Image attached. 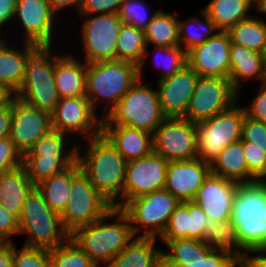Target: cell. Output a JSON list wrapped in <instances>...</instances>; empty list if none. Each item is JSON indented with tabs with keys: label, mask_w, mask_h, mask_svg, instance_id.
Wrapping results in <instances>:
<instances>
[{
	"label": "cell",
	"mask_w": 266,
	"mask_h": 267,
	"mask_svg": "<svg viewBox=\"0 0 266 267\" xmlns=\"http://www.w3.org/2000/svg\"><path fill=\"white\" fill-rule=\"evenodd\" d=\"M155 237L134 239L106 267H162V249Z\"/></svg>",
	"instance_id": "obj_27"
},
{
	"label": "cell",
	"mask_w": 266,
	"mask_h": 267,
	"mask_svg": "<svg viewBox=\"0 0 266 267\" xmlns=\"http://www.w3.org/2000/svg\"><path fill=\"white\" fill-rule=\"evenodd\" d=\"M245 115L243 106L236 102L212 118L197 123V158L211 164L224 147L241 140Z\"/></svg>",
	"instance_id": "obj_9"
},
{
	"label": "cell",
	"mask_w": 266,
	"mask_h": 267,
	"mask_svg": "<svg viewBox=\"0 0 266 267\" xmlns=\"http://www.w3.org/2000/svg\"><path fill=\"white\" fill-rule=\"evenodd\" d=\"M13 241L0 242V267H13Z\"/></svg>",
	"instance_id": "obj_53"
},
{
	"label": "cell",
	"mask_w": 266,
	"mask_h": 267,
	"mask_svg": "<svg viewBox=\"0 0 266 267\" xmlns=\"http://www.w3.org/2000/svg\"><path fill=\"white\" fill-rule=\"evenodd\" d=\"M13 267H50L49 250L23 246L20 250L13 243Z\"/></svg>",
	"instance_id": "obj_43"
},
{
	"label": "cell",
	"mask_w": 266,
	"mask_h": 267,
	"mask_svg": "<svg viewBox=\"0 0 266 267\" xmlns=\"http://www.w3.org/2000/svg\"><path fill=\"white\" fill-rule=\"evenodd\" d=\"M101 133L126 161L139 159L153 151V134L121 125H102Z\"/></svg>",
	"instance_id": "obj_23"
},
{
	"label": "cell",
	"mask_w": 266,
	"mask_h": 267,
	"mask_svg": "<svg viewBox=\"0 0 266 267\" xmlns=\"http://www.w3.org/2000/svg\"><path fill=\"white\" fill-rule=\"evenodd\" d=\"M23 165L0 174V204L19 218L24 201L33 188Z\"/></svg>",
	"instance_id": "obj_28"
},
{
	"label": "cell",
	"mask_w": 266,
	"mask_h": 267,
	"mask_svg": "<svg viewBox=\"0 0 266 267\" xmlns=\"http://www.w3.org/2000/svg\"><path fill=\"white\" fill-rule=\"evenodd\" d=\"M76 156H23L22 165L34 187L53 175L64 172L73 163Z\"/></svg>",
	"instance_id": "obj_34"
},
{
	"label": "cell",
	"mask_w": 266,
	"mask_h": 267,
	"mask_svg": "<svg viewBox=\"0 0 266 267\" xmlns=\"http://www.w3.org/2000/svg\"><path fill=\"white\" fill-rule=\"evenodd\" d=\"M204 242L212 249L225 250L232 253L242 263L246 261L249 255L242 248L236 227L231 220L209 222Z\"/></svg>",
	"instance_id": "obj_35"
},
{
	"label": "cell",
	"mask_w": 266,
	"mask_h": 267,
	"mask_svg": "<svg viewBox=\"0 0 266 267\" xmlns=\"http://www.w3.org/2000/svg\"><path fill=\"white\" fill-rule=\"evenodd\" d=\"M231 43L244 46L254 52H265L266 49V22L254 15L247 20L235 24L226 31Z\"/></svg>",
	"instance_id": "obj_33"
},
{
	"label": "cell",
	"mask_w": 266,
	"mask_h": 267,
	"mask_svg": "<svg viewBox=\"0 0 266 267\" xmlns=\"http://www.w3.org/2000/svg\"><path fill=\"white\" fill-rule=\"evenodd\" d=\"M210 173V164L197 157L169 161L164 189L180 202L193 201L198 189Z\"/></svg>",
	"instance_id": "obj_20"
},
{
	"label": "cell",
	"mask_w": 266,
	"mask_h": 267,
	"mask_svg": "<svg viewBox=\"0 0 266 267\" xmlns=\"http://www.w3.org/2000/svg\"><path fill=\"white\" fill-rule=\"evenodd\" d=\"M16 7V0H0V28H3L4 25L14 17ZM1 30V29H0ZM3 34L0 31V36Z\"/></svg>",
	"instance_id": "obj_52"
},
{
	"label": "cell",
	"mask_w": 266,
	"mask_h": 267,
	"mask_svg": "<svg viewBox=\"0 0 266 267\" xmlns=\"http://www.w3.org/2000/svg\"><path fill=\"white\" fill-rule=\"evenodd\" d=\"M177 14H171L159 10L155 13L153 19L144 30L147 48L144 57L138 66L139 78L142 79V69L146 63L149 45L160 47H177L179 46V31ZM145 58V59H144Z\"/></svg>",
	"instance_id": "obj_29"
},
{
	"label": "cell",
	"mask_w": 266,
	"mask_h": 267,
	"mask_svg": "<svg viewBox=\"0 0 266 267\" xmlns=\"http://www.w3.org/2000/svg\"><path fill=\"white\" fill-rule=\"evenodd\" d=\"M51 129V115L12 97L9 138L22 156Z\"/></svg>",
	"instance_id": "obj_18"
},
{
	"label": "cell",
	"mask_w": 266,
	"mask_h": 267,
	"mask_svg": "<svg viewBox=\"0 0 266 267\" xmlns=\"http://www.w3.org/2000/svg\"><path fill=\"white\" fill-rule=\"evenodd\" d=\"M108 218H114L115 222L106 223ZM134 237L129 217L115 207L102 218L79 227L70 235L98 267L102 263L107 266Z\"/></svg>",
	"instance_id": "obj_2"
},
{
	"label": "cell",
	"mask_w": 266,
	"mask_h": 267,
	"mask_svg": "<svg viewBox=\"0 0 266 267\" xmlns=\"http://www.w3.org/2000/svg\"><path fill=\"white\" fill-rule=\"evenodd\" d=\"M53 46H37L26 58L24 80L13 95L24 103L53 113L59 101L55 86Z\"/></svg>",
	"instance_id": "obj_7"
},
{
	"label": "cell",
	"mask_w": 266,
	"mask_h": 267,
	"mask_svg": "<svg viewBox=\"0 0 266 267\" xmlns=\"http://www.w3.org/2000/svg\"><path fill=\"white\" fill-rule=\"evenodd\" d=\"M138 79V66L128 61L87 63L86 97L95 111L101 100L106 101L100 111L103 118Z\"/></svg>",
	"instance_id": "obj_4"
},
{
	"label": "cell",
	"mask_w": 266,
	"mask_h": 267,
	"mask_svg": "<svg viewBox=\"0 0 266 267\" xmlns=\"http://www.w3.org/2000/svg\"><path fill=\"white\" fill-rule=\"evenodd\" d=\"M264 59H265V67H266V49H265V52H264Z\"/></svg>",
	"instance_id": "obj_59"
},
{
	"label": "cell",
	"mask_w": 266,
	"mask_h": 267,
	"mask_svg": "<svg viewBox=\"0 0 266 267\" xmlns=\"http://www.w3.org/2000/svg\"><path fill=\"white\" fill-rule=\"evenodd\" d=\"M230 45L228 33L219 31L187 51V65L199 76L229 78Z\"/></svg>",
	"instance_id": "obj_19"
},
{
	"label": "cell",
	"mask_w": 266,
	"mask_h": 267,
	"mask_svg": "<svg viewBox=\"0 0 266 267\" xmlns=\"http://www.w3.org/2000/svg\"><path fill=\"white\" fill-rule=\"evenodd\" d=\"M243 154L249 170V182L258 180L266 172V151L243 147Z\"/></svg>",
	"instance_id": "obj_47"
},
{
	"label": "cell",
	"mask_w": 266,
	"mask_h": 267,
	"mask_svg": "<svg viewBox=\"0 0 266 267\" xmlns=\"http://www.w3.org/2000/svg\"><path fill=\"white\" fill-rule=\"evenodd\" d=\"M250 254L252 255H248L243 267H266V249H259Z\"/></svg>",
	"instance_id": "obj_54"
},
{
	"label": "cell",
	"mask_w": 266,
	"mask_h": 267,
	"mask_svg": "<svg viewBox=\"0 0 266 267\" xmlns=\"http://www.w3.org/2000/svg\"><path fill=\"white\" fill-rule=\"evenodd\" d=\"M251 79L266 82L264 54L231 43L229 80L232 87L240 93L242 83Z\"/></svg>",
	"instance_id": "obj_24"
},
{
	"label": "cell",
	"mask_w": 266,
	"mask_h": 267,
	"mask_svg": "<svg viewBox=\"0 0 266 267\" xmlns=\"http://www.w3.org/2000/svg\"><path fill=\"white\" fill-rule=\"evenodd\" d=\"M209 228V220L200 206L188 201L189 238L204 241Z\"/></svg>",
	"instance_id": "obj_45"
},
{
	"label": "cell",
	"mask_w": 266,
	"mask_h": 267,
	"mask_svg": "<svg viewBox=\"0 0 266 267\" xmlns=\"http://www.w3.org/2000/svg\"><path fill=\"white\" fill-rule=\"evenodd\" d=\"M258 181L263 185L266 190V172L258 179Z\"/></svg>",
	"instance_id": "obj_58"
},
{
	"label": "cell",
	"mask_w": 266,
	"mask_h": 267,
	"mask_svg": "<svg viewBox=\"0 0 266 267\" xmlns=\"http://www.w3.org/2000/svg\"><path fill=\"white\" fill-rule=\"evenodd\" d=\"M210 169L213 175L238 183L249 182V170L243 154L242 141L224 147L210 164Z\"/></svg>",
	"instance_id": "obj_31"
},
{
	"label": "cell",
	"mask_w": 266,
	"mask_h": 267,
	"mask_svg": "<svg viewBox=\"0 0 266 267\" xmlns=\"http://www.w3.org/2000/svg\"><path fill=\"white\" fill-rule=\"evenodd\" d=\"M162 267H243L232 253L210 248L204 241L184 238L165 243Z\"/></svg>",
	"instance_id": "obj_12"
},
{
	"label": "cell",
	"mask_w": 266,
	"mask_h": 267,
	"mask_svg": "<svg viewBox=\"0 0 266 267\" xmlns=\"http://www.w3.org/2000/svg\"><path fill=\"white\" fill-rule=\"evenodd\" d=\"M53 11L58 15L59 12L75 7L79 11L82 0H47ZM75 5V6H74Z\"/></svg>",
	"instance_id": "obj_55"
},
{
	"label": "cell",
	"mask_w": 266,
	"mask_h": 267,
	"mask_svg": "<svg viewBox=\"0 0 266 267\" xmlns=\"http://www.w3.org/2000/svg\"><path fill=\"white\" fill-rule=\"evenodd\" d=\"M87 63L75 55H55L54 80L59 98L86 96Z\"/></svg>",
	"instance_id": "obj_25"
},
{
	"label": "cell",
	"mask_w": 266,
	"mask_h": 267,
	"mask_svg": "<svg viewBox=\"0 0 266 267\" xmlns=\"http://www.w3.org/2000/svg\"><path fill=\"white\" fill-rule=\"evenodd\" d=\"M56 16L47 0H16L13 19L17 18L23 27V42L37 46H52L53 36L56 35Z\"/></svg>",
	"instance_id": "obj_17"
},
{
	"label": "cell",
	"mask_w": 266,
	"mask_h": 267,
	"mask_svg": "<svg viewBox=\"0 0 266 267\" xmlns=\"http://www.w3.org/2000/svg\"><path fill=\"white\" fill-rule=\"evenodd\" d=\"M244 109L249 118L266 123V82L261 83L259 92L249 106H244Z\"/></svg>",
	"instance_id": "obj_49"
},
{
	"label": "cell",
	"mask_w": 266,
	"mask_h": 267,
	"mask_svg": "<svg viewBox=\"0 0 266 267\" xmlns=\"http://www.w3.org/2000/svg\"><path fill=\"white\" fill-rule=\"evenodd\" d=\"M13 235H19L18 218L0 204V242H11Z\"/></svg>",
	"instance_id": "obj_50"
},
{
	"label": "cell",
	"mask_w": 266,
	"mask_h": 267,
	"mask_svg": "<svg viewBox=\"0 0 266 267\" xmlns=\"http://www.w3.org/2000/svg\"><path fill=\"white\" fill-rule=\"evenodd\" d=\"M154 49L157 51L156 54H154L155 61H153V66L155 65L158 70H162V73L160 74L161 76H159L158 80H162L166 77L172 76L173 74L182 70L187 65V52L183 50L180 46H154ZM161 56L163 57L161 58ZM165 58L167 59V61L165 60L167 63L163 61Z\"/></svg>",
	"instance_id": "obj_40"
},
{
	"label": "cell",
	"mask_w": 266,
	"mask_h": 267,
	"mask_svg": "<svg viewBox=\"0 0 266 267\" xmlns=\"http://www.w3.org/2000/svg\"><path fill=\"white\" fill-rule=\"evenodd\" d=\"M86 146L84 155L77 146L76 162L97 192L121 209L127 161L102 133L87 139Z\"/></svg>",
	"instance_id": "obj_1"
},
{
	"label": "cell",
	"mask_w": 266,
	"mask_h": 267,
	"mask_svg": "<svg viewBox=\"0 0 266 267\" xmlns=\"http://www.w3.org/2000/svg\"><path fill=\"white\" fill-rule=\"evenodd\" d=\"M230 220L248 254L266 249V190L258 180L239 184Z\"/></svg>",
	"instance_id": "obj_3"
},
{
	"label": "cell",
	"mask_w": 266,
	"mask_h": 267,
	"mask_svg": "<svg viewBox=\"0 0 266 267\" xmlns=\"http://www.w3.org/2000/svg\"><path fill=\"white\" fill-rule=\"evenodd\" d=\"M2 39L0 36V84L14 95L24 80L26 58L37 45L22 42L23 49L19 50Z\"/></svg>",
	"instance_id": "obj_26"
},
{
	"label": "cell",
	"mask_w": 266,
	"mask_h": 267,
	"mask_svg": "<svg viewBox=\"0 0 266 267\" xmlns=\"http://www.w3.org/2000/svg\"><path fill=\"white\" fill-rule=\"evenodd\" d=\"M84 20L81 30L84 61L116 60V44L122 25L118 14H94Z\"/></svg>",
	"instance_id": "obj_13"
},
{
	"label": "cell",
	"mask_w": 266,
	"mask_h": 267,
	"mask_svg": "<svg viewBox=\"0 0 266 267\" xmlns=\"http://www.w3.org/2000/svg\"><path fill=\"white\" fill-rule=\"evenodd\" d=\"M199 75L188 65L182 70L158 80L160 106L166 117H183L194 92Z\"/></svg>",
	"instance_id": "obj_22"
},
{
	"label": "cell",
	"mask_w": 266,
	"mask_h": 267,
	"mask_svg": "<svg viewBox=\"0 0 266 267\" xmlns=\"http://www.w3.org/2000/svg\"><path fill=\"white\" fill-rule=\"evenodd\" d=\"M257 11L261 12L266 16V0H259L257 2Z\"/></svg>",
	"instance_id": "obj_57"
},
{
	"label": "cell",
	"mask_w": 266,
	"mask_h": 267,
	"mask_svg": "<svg viewBox=\"0 0 266 267\" xmlns=\"http://www.w3.org/2000/svg\"><path fill=\"white\" fill-rule=\"evenodd\" d=\"M241 141L243 147L266 151V123L245 115L242 123Z\"/></svg>",
	"instance_id": "obj_44"
},
{
	"label": "cell",
	"mask_w": 266,
	"mask_h": 267,
	"mask_svg": "<svg viewBox=\"0 0 266 267\" xmlns=\"http://www.w3.org/2000/svg\"><path fill=\"white\" fill-rule=\"evenodd\" d=\"M12 121V98L0 107V139L9 137Z\"/></svg>",
	"instance_id": "obj_51"
},
{
	"label": "cell",
	"mask_w": 266,
	"mask_h": 267,
	"mask_svg": "<svg viewBox=\"0 0 266 267\" xmlns=\"http://www.w3.org/2000/svg\"><path fill=\"white\" fill-rule=\"evenodd\" d=\"M200 11L205 21L195 16L189 18L188 21L178 20L179 46L186 52L220 31L208 15L202 9Z\"/></svg>",
	"instance_id": "obj_37"
},
{
	"label": "cell",
	"mask_w": 266,
	"mask_h": 267,
	"mask_svg": "<svg viewBox=\"0 0 266 267\" xmlns=\"http://www.w3.org/2000/svg\"><path fill=\"white\" fill-rule=\"evenodd\" d=\"M67 134L51 129L41 137L23 156H76L77 145L69 146ZM67 146V147H66Z\"/></svg>",
	"instance_id": "obj_38"
},
{
	"label": "cell",
	"mask_w": 266,
	"mask_h": 267,
	"mask_svg": "<svg viewBox=\"0 0 266 267\" xmlns=\"http://www.w3.org/2000/svg\"><path fill=\"white\" fill-rule=\"evenodd\" d=\"M22 158L9 137L0 139V174L21 166Z\"/></svg>",
	"instance_id": "obj_46"
},
{
	"label": "cell",
	"mask_w": 266,
	"mask_h": 267,
	"mask_svg": "<svg viewBox=\"0 0 266 267\" xmlns=\"http://www.w3.org/2000/svg\"><path fill=\"white\" fill-rule=\"evenodd\" d=\"M153 151L167 161L197 157L196 124L183 117H166L153 133Z\"/></svg>",
	"instance_id": "obj_14"
},
{
	"label": "cell",
	"mask_w": 266,
	"mask_h": 267,
	"mask_svg": "<svg viewBox=\"0 0 266 267\" xmlns=\"http://www.w3.org/2000/svg\"><path fill=\"white\" fill-rule=\"evenodd\" d=\"M257 9L255 0H211L202 10L220 31H227L240 21L253 15L250 8Z\"/></svg>",
	"instance_id": "obj_30"
},
{
	"label": "cell",
	"mask_w": 266,
	"mask_h": 267,
	"mask_svg": "<svg viewBox=\"0 0 266 267\" xmlns=\"http://www.w3.org/2000/svg\"><path fill=\"white\" fill-rule=\"evenodd\" d=\"M68 204L61 216L64 229L71 235L108 214L114 206L108 202L80 171L73 179Z\"/></svg>",
	"instance_id": "obj_10"
},
{
	"label": "cell",
	"mask_w": 266,
	"mask_h": 267,
	"mask_svg": "<svg viewBox=\"0 0 266 267\" xmlns=\"http://www.w3.org/2000/svg\"><path fill=\"white\" fill-rule=\"evenodd\" d=\"M13 94L0 84V107L10 101Z\"/></svg>",
	"instance_id": "obj_56"
},
{
	"label": "cell",
	"mask_w": 266,
	"mask_h": 267,
	"mask_svg": "<svg viewBox=\"0 0 266 267\" xmlns=\"http://www.w3.org/2000/svg\"><path fill=\"white\" fill-rule=\"evenodd\" d=\"M18 222L19 234L27 235L23 246L51 250L70 238L60 214L48 206L37 187L28 193Z\"/></svg>",
	"instance_id": "obj_6"
},
{
	"label": "cell",
	"mask_w": 266,
	"mask_h": 267,
	"mask_svg": "<svg viewBox=\"0 0 266 267\" xmlns=\"http://www.w3.org/2000/svg\"><path fill=\"white\" fill-rule=\"evenodd\" d=\"M144 3L142 0H122L117 12L121 23L145 30L158 10H155L151 16L148 14V7Z\"/></svg>",
	"instance_id": "obj_41"
},
{
	"label": "cell",
	"mask_w": 266,
	"mask_h": 267,
	"mask_svg": "<svg viewBox=\"0 0 266 267\" xmlns=\"http://www.w3.org/2000/svg\"><path fill=\"white\" fill-rule=\"evenodd\" d=\"M50 267H98L71 239L49 250Z\"/></svg>",
	"instance_id": "obj_39"
},
{
	"label": "cell",
	"mask_w": 266,
	"mask_h": 267,
	"mask_svg": "<svg viewBox=\"0 0 266 267\" xmlns=\"http://www.w3.org/2000/svg\"><path fill=\"white\" fill-rule=\"evenodd\" d=\"M184 238H189L188 201L180 202L173 211L159 241L165 244L169 240Z\"/></svg>",
	"instance_id": "obj_42"
},
{
	"label": "cell",
	"mask_w": 266,
	"mask_h": 267,
	"mask_svg": "<svg viewBox=\"0 0 266 267\" xmlns=\"http://www.w3.org/2000/svg\"><path fill=\"white\" fill-rule=\"evenodd\" d=\"M138 79L102 118V125H121L153 134L164 121L158 90Z\"/></svg>",
	"instance_id": "obj_5"
},
{
	"label": "cell",
	"mask_w": 266,
	"mask_h": 267,
	"mask_svg": "<svg viewBox=\"0 0 266 267\" xmlns=\"http://www.w3.org/2000/svg\"><path fill=\"white\" fill-rule=\"evenodd\" d=\"M122 0H82L79 11L81 17L94 14H117Z\"/></svg>",
	"instance_id": "obj_48"
},
{
	"label": "cell",
	"mask_w": 266,
	"mask_h": 267,
	"mask_svg": "<svg viewBox=\"0 0 266 267\" xmlns=\"http://www.w3.org/2000/svg\"><path fill=\"white\" fill-rule=\"evenodd\" d=\"M81 171L77 162L73 163L64 172L53 175L36 187L42 193L48 206L58 214L65 210L71 188L72 179Z\"/></svg>",
	"instance_id": "obj_32"
},
{
	"label": "cell",
	"mask_w": 266,
	"mask_h": 267,
	"mask_svg": "<svg viewBox=\"0 0 266 267\" xmlns=\"http://www.w3.org/2000/svg\"><path fill=\"white\" fill-rule=\"evenodd\" d=\"M239 184L210 173L198 189L193 202L202 208L209 222L230 220Z\"/></svg>",
	"instance_id": "obj_21"
},
{
	"label": "cell",
	"mask_w": 266,
	"mask_h": 267,
	"mask_svg": "<svg viewBox=\"0 0 266 267\" xmlns=\"http://www.w3.org/2000/svg\"><path fill=\"white\" fill-rule=\"evenodd\" d=\"M229 78L199 76L183 118L201 123L238 102Z\"/></svg>",
	"instance_id": "obj_11"
},
{
	"label": "cell",
	"mask_w": 266,
	"mask_h": 267,
	"mask_svg": "<svg viewBox=\"0 0 266 267\" xmlns=\"http://www.w3.org/2000/svg\"><path fill=\"white\" fill-rule=\"evenodd\" d=\"M147 48L144 30L130 24H122L116 44V60L140 65Z\"/></svg>",
	"instance_id": "obj_36"
},
{
	"label": "cell",
	"mask_w": 266,
	"mask_h": 267,
	"mask_svg": "<svg viewBox=\"0 0 266 267\" xmlns=\"http://www.w3.org/2000/svg\"><path fill=\"white\" fill-rule=\"evenodd\" d=\"M100 117L86 96L63 97L59 98L51 114V126L52 129L70 136L75 133L84 134L86 136L84 139L87 140L101 134Z\"/></svg>",
	"instance_id": "obj_15"
},
{
	"label": "cell",
	"mask_w": 266,
	"mask_h": 267,
	"mask_svg": "<svg viewBox=\"0 0 266 267\" xmlns=\"http://www.w3.org/2000/svg\"><path fill=\"white\" fill-rule=\"evenodd\" d=\"M168 163L155 151L139 159L127 161L123 206L135 197L164 189Z\"/></svg>",
	"instance_id": "obj_16"
},
{
	"label": "cell",
	"mask_w": 266,
	"mask_h": 267,
	"mask_svg": "<svg viewBox=\"0 0 266 267\" xmlns=\"http://www.w3.org/2000/svg\"><path fill=\"white\" fill-rule=\"evenodd\" d=\"M180 201L169 191H153L129 200L121 210L129 217L132 232L136 237L158 238L164 232L169 218Z\"/></svg>",
	"instance_id": "obj_8"
}]
</instances>
